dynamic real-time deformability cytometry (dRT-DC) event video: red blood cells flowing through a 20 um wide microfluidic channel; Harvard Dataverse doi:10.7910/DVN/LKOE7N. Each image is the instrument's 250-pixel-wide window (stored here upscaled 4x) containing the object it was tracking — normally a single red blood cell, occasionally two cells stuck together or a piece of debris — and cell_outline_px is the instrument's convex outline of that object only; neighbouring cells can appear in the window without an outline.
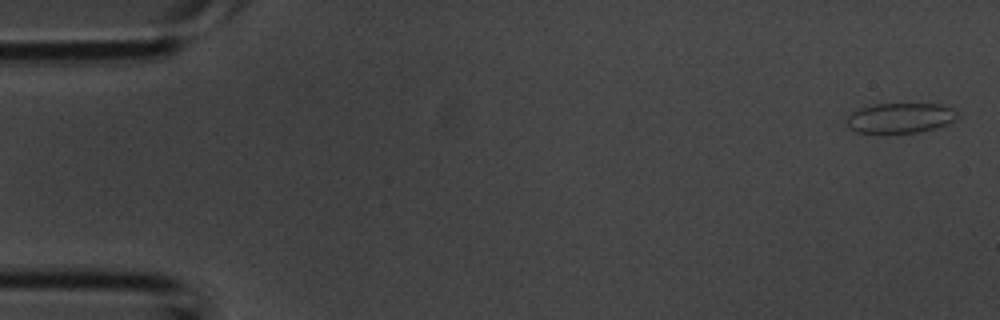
{"species": "common noctule bat (a hibernating species)", "species_latin": "Nyctalus noctula", "temperature_condition": "room temperature", "stored_images_in_passage": 5, "camera_frame_rate_fps": 3000, "um_per_image_px": 0.085, "animal": {"sex": "male", "body_mass_g": 20.1, "forearm_length_mm": 53.5}, "frame": {"image": 1, "passage_image": 1, "time_ms": 0.0, "image_size_px": [1000, 320], "cell_outline_px": [[960, 116], [948, 124], [920, 132], [884, 136], [876, 136], [856, 132], [848, 128], [844, 124], [844, 120], [852, 112], [860, 108], [876, 104], [940, 104], [952, 108]], "centroid_in_image_um": [76.43, 10.09], "position_along_channel_um": 8.6, "area_um2": 20.46}}